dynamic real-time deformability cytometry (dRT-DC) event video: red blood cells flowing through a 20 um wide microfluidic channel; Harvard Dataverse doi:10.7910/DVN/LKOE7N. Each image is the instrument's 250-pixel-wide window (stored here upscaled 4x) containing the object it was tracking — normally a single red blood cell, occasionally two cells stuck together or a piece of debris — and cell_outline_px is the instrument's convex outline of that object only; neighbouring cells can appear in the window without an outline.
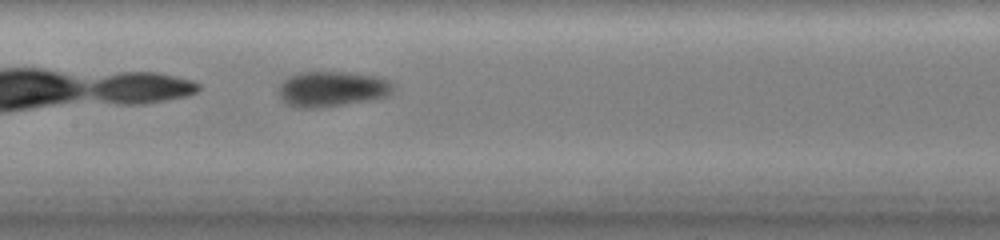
{"species": "common noctule bat (a hibernating species)", "species_latin": "Nyctalus noctula", "temperature_condition": "warm", "stored_images_in_passage": 29, "camera_frame_rate_fps": 3000, "um_per_image_px": 0.085, "animal": {"sex": "female", "body_mass_g": 19.0, "forearm_length_mm": 51.5}, "frame": {"image": 1, "passage_image": 9, "time_ms": 4.0, "image_size_px": [1000, 240], "cell_outline_px": [[392, 92], [388, 96], [368, 100], [344, 104], [316, 108], [296, 108], [288, 104], [276, 92], [280, 84], [288, 76], [300, 72], [344, 72], [376, 76], [388, 80], [392, 84]], "centroid_in_image_um": [28.17, 7.56], "position_along_channel_um": 179.2, "area_um2": 23.52}, "authors_computed_cell_mechanics": {"area_um2": 23.1778, "velocity_mm_per_s": 2.9787, "shape_relaxation_time_tau1_ms": null, "shape_relaxation_time_tau2_ms": 2.4775, "deformation_change_tau1": null, "deformation_change_tau2": 0.056}}